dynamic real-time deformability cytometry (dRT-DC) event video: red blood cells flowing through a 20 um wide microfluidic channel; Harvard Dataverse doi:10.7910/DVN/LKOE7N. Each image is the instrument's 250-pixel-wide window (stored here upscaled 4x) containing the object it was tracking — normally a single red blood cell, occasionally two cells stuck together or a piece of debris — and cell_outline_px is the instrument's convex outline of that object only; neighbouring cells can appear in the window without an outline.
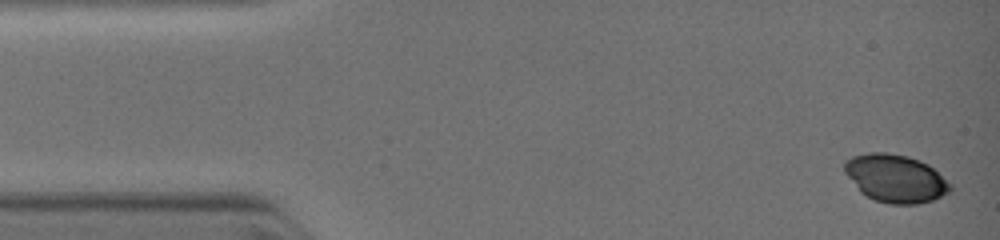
{"species": "common noctule bat (a hibernating species)", "species_latin": "Nyctalus noctula", "temperature_condition": "warm", "stored_images_in_passage": 9, "camera_frame_rate_fps": 3000, "um_per_image_px": 0.085, "animal": {"sex": "female", "body_mass_g": 19.0, "forearm_length_mm": 51.5}, "frame": {"image": 1, "passage_image": 1, "time_ms": 0.0, "image_size_px": [1000, 240], "cell_outline_px": [[952, 188], [948, 192], [932, 200], [916, 204], [888, 204], [876, 200], [860, 192], [844, 172], [844, 160], [852, 156], [868, 152], [884, 152], [908, 156], [920, 160], [928, 164], [952, 184]], "centroid_in_image_um": [76.1, 15.15], "position_along_channel_um": 8.9, "area_um2": 29.54}}
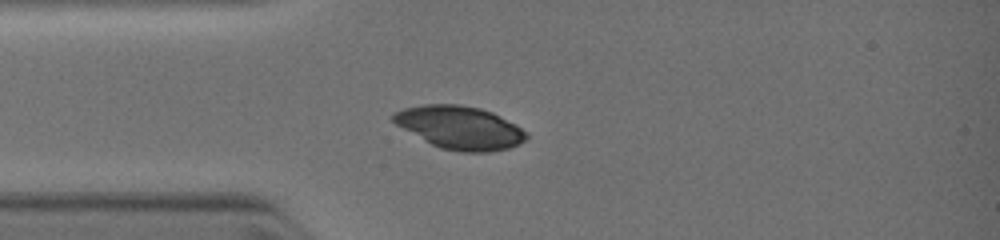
{"frame": {"image": 2, "passage_image": 6, "time_ms": 2.667, "image_size_px": [1000, 240], "cell_outline_px": [[528, 136], [520, 144], [508, 148], [488, 152], [460, 152], [440, 148], [424, 140], [396, 124], [392, 120], [392, 116], [396, 112], [404, 108], [424, 104], [460, 104], [480, 108], [492, 112], [528, 132]], "centroid_in_image_um": [39.1, 10.84], "position_along_channel_um": 45.9, "area_um2": 33.12}}